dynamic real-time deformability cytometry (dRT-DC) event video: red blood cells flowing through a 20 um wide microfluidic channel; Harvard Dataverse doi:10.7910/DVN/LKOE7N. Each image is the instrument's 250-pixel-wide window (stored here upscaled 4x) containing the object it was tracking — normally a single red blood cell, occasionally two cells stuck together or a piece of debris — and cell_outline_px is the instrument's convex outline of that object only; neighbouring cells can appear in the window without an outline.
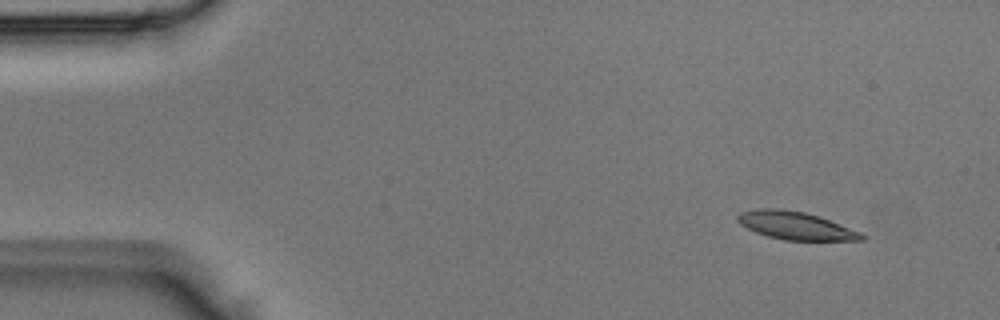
{"species": "Egyptian fruit bat (a non-hibernating species)", "species_latin": "Rousettus aegyptiacus", "temperature_condition": "room temperature", "stored_images_in_passage": 46, "camera_frame_rate_fps": 3000, "um_per_image_px": 0.085, "animal": {"sex": "male"}, "frame": {"image": 1, "passage_image": 1, "time_ms": 0.0, "image_size_px": [1000, 320], "cell_outline_px": [[868, 236], [864, 240], [784, 240], [768, 236], [756, 232], [740, 224], [736, 220], [736, 216], [740, 212], [756, 208], [780, 208], [804, 212], [820, 216], [860, 232]], "centroid_in_image_um": [67.61, 19.17], "position_along_channel_um": 17.4, "area_um2": 20.23}}
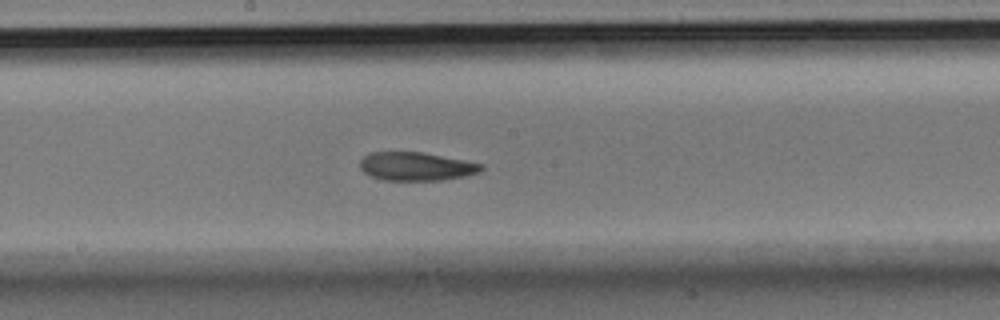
{"frame": {"image": 2, "passage_image": 23, "time_ms": 7.333, "image_size_px": [1000, 320], "cell_outline_px": [[484, 168], [480, 172], [464, 176], [444, 180], [384, 180], [372, 176], [364, 172], [360, 168], [360, 160], [368, 152], [424, 152], [484, 164]], "centroid_in_image_um": [35.39, 14.14], "position_along_channel_um": 212.8, "area_um2": 20.17}}
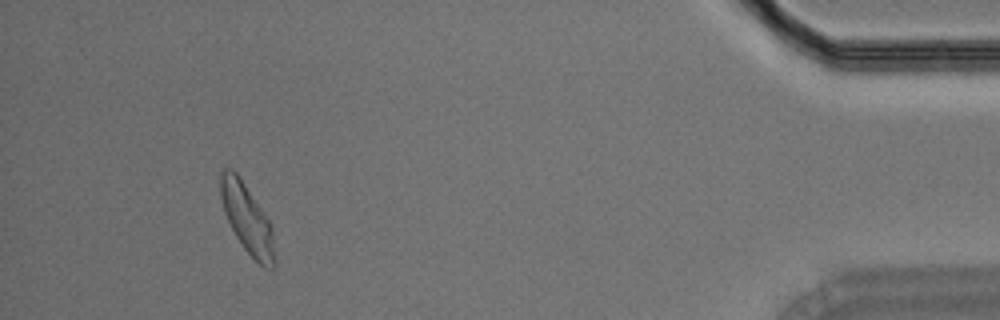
{"frame": {"image": 3, "passage_image": 43, "time_ms": 14.0, "image_size_px": [1000, 320], "cell_outline_px": [[276, 264], [272, 268], [264, 268], [244, 248], [236, 236], [224, 212], [220, 196], [220, 172], [224, 168], [232, 168], [240, 176], [272, 224]], "centroid_in_image_um": [21.02, 18.57], "position_along_channel_um": 414.2, "area_um2": 21.91}}